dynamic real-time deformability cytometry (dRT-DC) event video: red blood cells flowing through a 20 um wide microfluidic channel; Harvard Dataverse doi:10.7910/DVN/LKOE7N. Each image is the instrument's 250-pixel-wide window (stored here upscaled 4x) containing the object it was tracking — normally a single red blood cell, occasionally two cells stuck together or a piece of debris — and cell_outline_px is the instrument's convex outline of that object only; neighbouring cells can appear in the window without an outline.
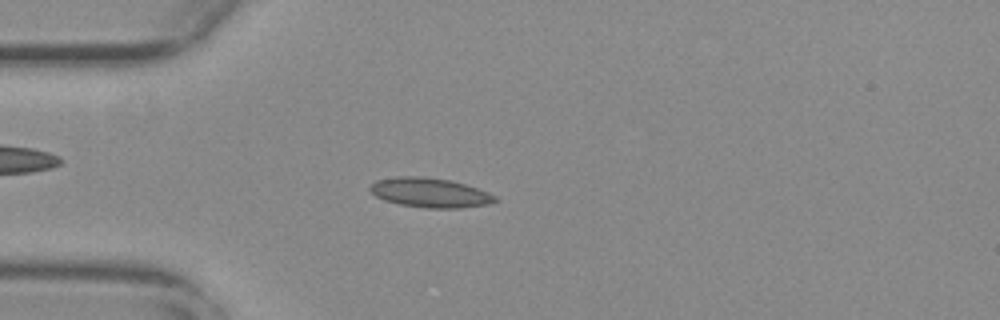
{"species": "common noctule bat (a hibernating species)", "species_latin": "Nyctalus noctula", "temperature_condition": "warm", "stored_images_in_passage": 44, "camera_frame_rate_fps": 3000, "um_per_image_px": 0.085, "animal": {"sex": "female", "body_mass_g": 29.2, "forearm_length_mm": 56.3}, "frame": {"image": 1, "passage_image": 14, "time_ms": 4.333, "image_size_px": [1000, 320], "cell_outline_px": [[500, 200], [488, 204], [460, 208], [428, 208], [400, 204], [384, 200], [376, 196], [368, 188], [376, 180], [396, 176], [420, 176], [452, 180], [488, 192], [496, 196]], "centroid_in_image_um": [36.56, 16.37], "position_along_channel_um": 48.4, "area_um2": 21.5}}
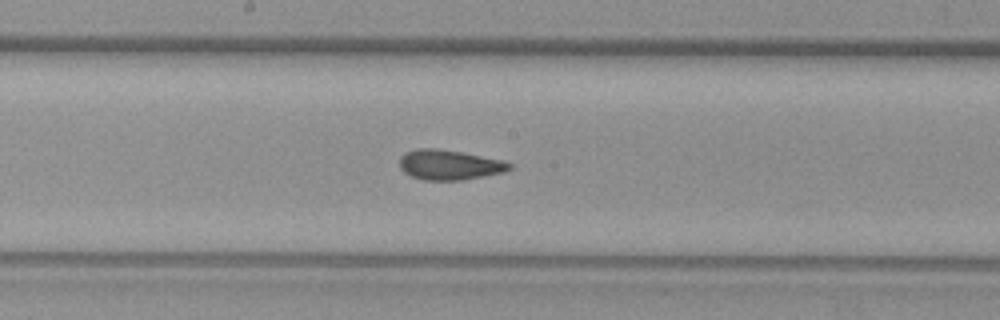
{"frame": {"image": 2, "passage_image": 28, "time_ms": 9.0, "image_size_px": [1000, 320], "cell_outline_px": [[512, 168], [504, 172], [464, 180], [424, 180], [412, 176], [404, 172], [400, 168], [400, 156], [404, 152], [416, 148], [436, 148], [460, 152], [504, 160], [512, 164]], "centroid_in_image_um": [38.19, 14.01], "position_along_channel_um": 210.0, "area_um2": 19.31}}
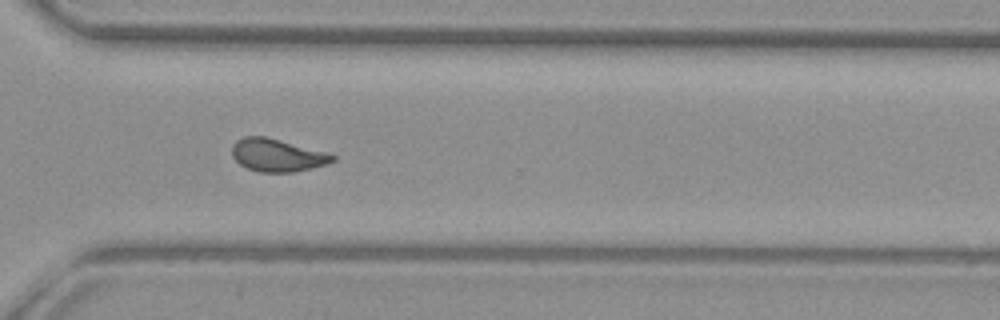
{"frame": {"image": 3, "passage_image": 39, "time_ms": 12.667, "image_size_px": [1000, 320], "cell_outline_px": [[336, 160], [328, 164], [312, 168], [292, 172], [260, 172], [248, 168], [240, 164], [232, 156], [232, 144], [236, 140], [244, 136], [264, 136], [324, 152], [336, 156]], "centroid_in_image_um": [23.54, 13.2], "position_along_channel_um": 347.1, "area_um2": 18.96}, "authors_computed_cell_mechanics": {"area_um2": 19.2185, "velocity_mm_per_s": 3.7374, "shape_relaxation_time_tau1_ms": 7.1681, "shape_relaxation_time_tau2_ms": 0.8571, "deformation_change_tau1": 0.1813, "deformation_change_tau2": 0.07}}